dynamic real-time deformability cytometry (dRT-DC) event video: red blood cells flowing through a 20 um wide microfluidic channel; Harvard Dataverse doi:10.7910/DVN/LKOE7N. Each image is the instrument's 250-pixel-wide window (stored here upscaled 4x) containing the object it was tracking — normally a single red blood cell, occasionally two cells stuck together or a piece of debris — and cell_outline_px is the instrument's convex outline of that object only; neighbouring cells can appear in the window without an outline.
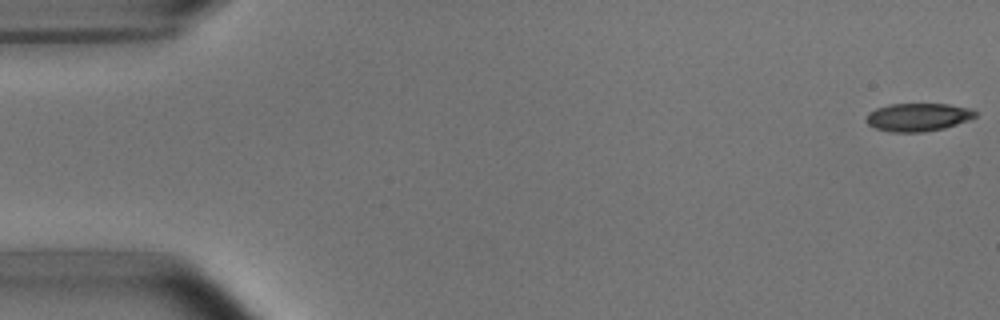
{"species": "common noctule bat (a hibernating species)", "species_latin": "Nyctalus noctula", "temperature_condition": "room temperature", "stored_images_in_passage": 4, "camera_frame_rate_fps": 3000, "um_per_image_px": 0.085, "animal": {"sex": "male", "body_mass_g": 15.6}, "frame": {"image": 1, "passage_image": 1, "time_ms": 0.0, "image_size_px": [1000, 320], "cell_outline_px": [[976, 116], [968, 120], [944, 128], [924, 132], [888, 132], [876, 128], [868, 124], [864, 120], [868, 112], [876, 108], [888, 104], [948, 104], [972, 108], [976, 112]], "centroid_in_image_um": [78.0, 9.95], "position_along_channel_um": 7.0, "area_um2": 17.98}}
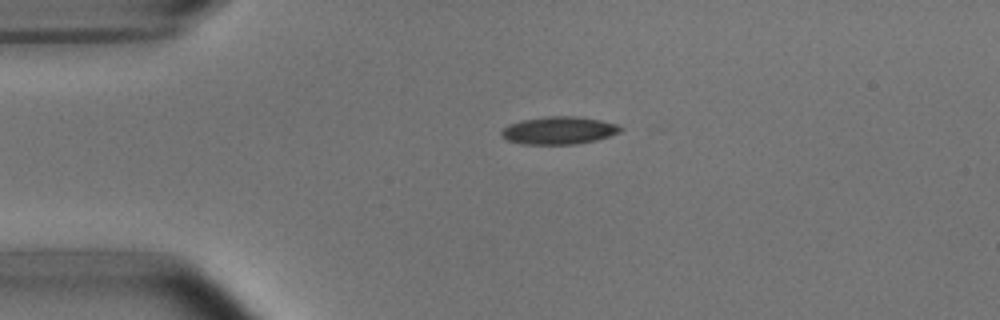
{"frame": {"image": 2, "passage_image": 4, "time_ms": 3.667, "image_size_px": [1000, 320], "cell_outline_px": [[624, 128], [620, 132], [596, 140], [576, 144], [520, 144], [504, 140], [500, 136], [500, 132], [508, 124], [524, 120], [548, 116], [576, 116], [600, 120], [616, 124]], "centroid_in_image_um": [47.46, 11.09], "position_along_channel_um": 37.5, "area_um2": 19.25}}